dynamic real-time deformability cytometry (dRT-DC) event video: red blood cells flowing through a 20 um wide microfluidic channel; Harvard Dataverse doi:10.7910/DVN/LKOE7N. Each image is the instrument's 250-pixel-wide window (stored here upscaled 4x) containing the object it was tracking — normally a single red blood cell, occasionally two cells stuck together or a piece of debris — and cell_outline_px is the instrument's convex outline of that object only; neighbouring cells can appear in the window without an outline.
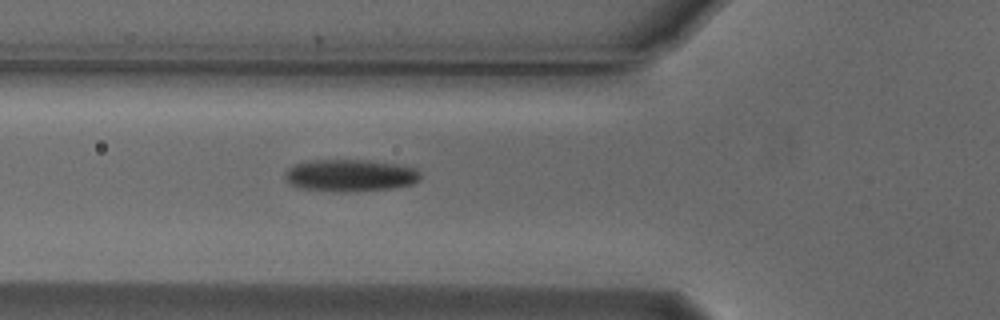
{"species": "Egyptian fruit bat (a non-hibernating species)", "species_latin": "Rousettus aegyptiacus", "temperature_condition": "cold", "stored_images_in_passage": 5, "camera_frame_rate_fps": 3000, "um_per_image_px": 0.085, "animal": {"sex": "male"}, "frame": {"image": 1, "passage_image": 5, "time_ms": 1.333, "image_size_px": [1000, 320], "cell_outline_px": [[420, 180], [412, 184], [392, 188], [340, 192], [304, 188], [292, 184], [284, 176], [284, 172], [288, 168], [296, 164], [308, 160], [368, 160], [396, 164], [416, 168], [420, 172]], "centroid_in_image_um": [29.79, 14.9], "position_along_channel_um": 96.0, "area_um2": 25.14}}